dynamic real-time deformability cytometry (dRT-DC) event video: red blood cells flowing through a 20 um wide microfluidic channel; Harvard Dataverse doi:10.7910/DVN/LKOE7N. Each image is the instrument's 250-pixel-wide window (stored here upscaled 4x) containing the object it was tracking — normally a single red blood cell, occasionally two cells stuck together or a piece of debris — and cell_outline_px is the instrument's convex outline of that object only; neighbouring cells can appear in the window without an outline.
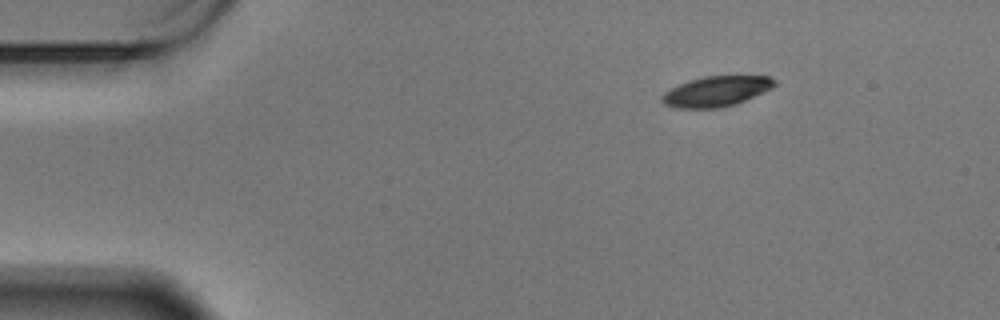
{"species": "Egyptian fruit bat (a non-hibernating species)", "species_latin": "Rousettus aegyptiacus", "temperature_condition": "warm", "stored_images_in_passage": 52, "camera_frame_rate_fps": 3000, "um_per_image_px": 0.085, "animal": {"sex": "male"}, "frame": {"image": 1, "passage_image": 1, "time_ms": 0.0, "image_size_px": [1000, 320], "cell_outline_px": [[776, 84], [772, 88], [736, 104], [720, 108], [676, 108], [664, 104], [660, 100], [660, 96], [664, 92], [688, 80], [704, 76], [768, 76], [776, 80]], "centroid_in_image_um": [60.86, 7.76], "position_along_channel_um": 24.1, "area_um2": 19.88}}
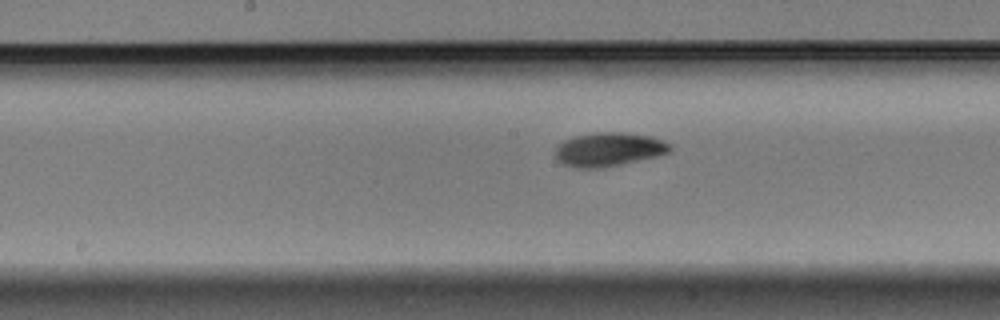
{"frame": {"image": 2, "passage_image": 23, "time_ms": 7.333, "image_size_px": [1000, 320], "cell_outline_px": [[672, 152], [656, 156], [604, 168], [576, 168], [564, 164], [556, 156], [556, 148], [564, 140], [576, 136], [596, 132], [624, 132], [652, 136], [672, 144]], "centroid_in_image_um": [51.8, 12.69], "position_along_channel_um": 196.4, "area_um2": 22.6}}
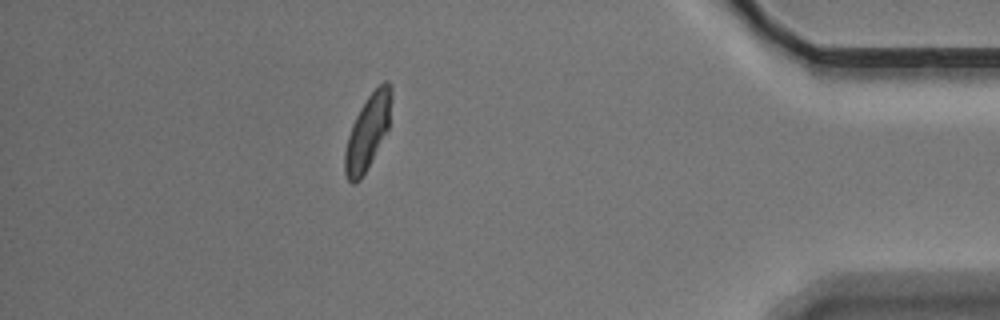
{"frame": {"image": 3, "passage_image": 45, "time_ms": 14.667, "image_size_px": [1000, 320], "cell_outline_px": [[392, 96], [388, 128], [360, 180], [356, 184], [352, 184], [348, 180], [344, 172], [344, 152], [348, 136], [352, 124], [360, 108], [368, 96], [384, 80], [388, 80], [392, 84]], "centroid_in_image_um": [31.24, 11.19], "position_along_channel_um": 404.0, "area_um2": 19.94}, "authors_computed_cell_mechanics": {"area_um2": 21.3571, "velocity_mm_per_s": 3.403, "shape_relaxation_time_tau1_ms": 2.8313, "shape_relaxation_time_tau2_ms": 2.7978, "deformation_change_tau1": 0.1261, "deformation_change_tau2": 0.0619}}